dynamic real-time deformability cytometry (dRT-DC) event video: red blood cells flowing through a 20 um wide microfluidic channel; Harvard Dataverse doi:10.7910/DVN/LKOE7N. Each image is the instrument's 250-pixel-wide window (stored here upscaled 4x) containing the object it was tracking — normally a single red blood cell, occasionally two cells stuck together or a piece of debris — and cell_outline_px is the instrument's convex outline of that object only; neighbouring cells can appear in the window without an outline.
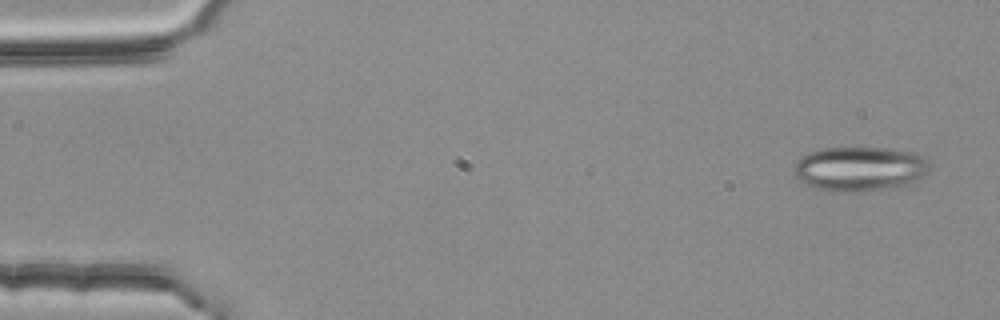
{"species": "common noctule bat (a hibernating species)", "species_latin": "Nyctalus noctula", "temperature_condition": "room temperature", "stored_images_in_passage": 5, "camera_frame_rate_fps": 3000, "um_per_image_px": 0.085, "animal": {"sex": "female", "body_mass_g": 25.1}, "frame": {"image": 1, "passage_image": 1, "time_ms": 0.0, "image_size_px": [1000, 320], "cell_outline_px": [[928, 168], [916, 184], [896, 188], [860, 192], [832, 192], [816, 188], [804, 184], [796, 176], [792, 168], [796, 160], [800, 156], [808, 152], [820, 148], [888, 148], [916, 152], [924, 156], [928, 160]], "centroid_in_image_um": [73.08, 14.36], "position_along_channel_um": 11.9, "area_um2": 36.13}}